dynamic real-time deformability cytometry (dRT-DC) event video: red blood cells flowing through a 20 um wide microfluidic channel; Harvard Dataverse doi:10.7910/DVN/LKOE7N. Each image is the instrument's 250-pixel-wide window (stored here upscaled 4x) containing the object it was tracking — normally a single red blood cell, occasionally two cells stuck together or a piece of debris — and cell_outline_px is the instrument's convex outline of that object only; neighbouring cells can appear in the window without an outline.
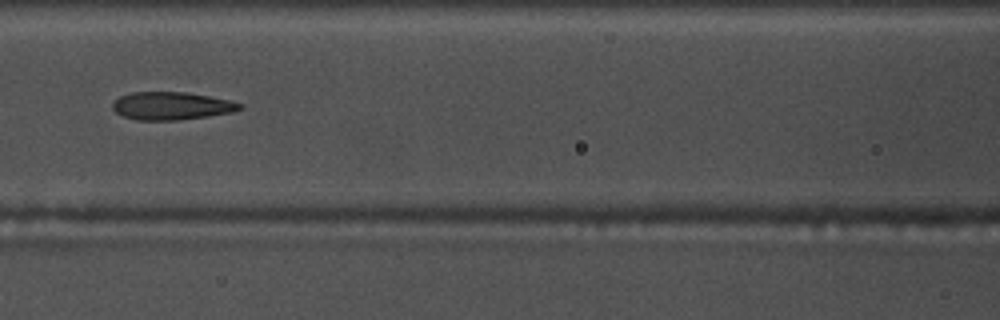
{"species": "common noctule bat (a hibernating species)", "species_latin": "Nyctalus noctula", "temperature_condition": "warm", "stored_images_in_passage": 23, "camera_frame_rate_fps": 3000, "um_per_image_px": 0.085, "animal": {"sex": "male", "body_mass_g": 17.5, "forearm_length_mm": 52.3}, "frame": {"image": 1, "passage_image": 10, "time_ms": 3.0, "image_size_px": [1000, 320], "cell_outline_px": [[244, 108], [232, 112], [208, 116], [180, 120], [136, 120], [124, 116], [116, 112], [112, 108], [112, 104], [120, 96], [132, 92], [184, 92], [208, 96], [228, 100], [244, 104]], "centroid_in_image_um": [14.59, 9.0], "position_along_channel_um": 152.0, "area_um2": 20.58}}